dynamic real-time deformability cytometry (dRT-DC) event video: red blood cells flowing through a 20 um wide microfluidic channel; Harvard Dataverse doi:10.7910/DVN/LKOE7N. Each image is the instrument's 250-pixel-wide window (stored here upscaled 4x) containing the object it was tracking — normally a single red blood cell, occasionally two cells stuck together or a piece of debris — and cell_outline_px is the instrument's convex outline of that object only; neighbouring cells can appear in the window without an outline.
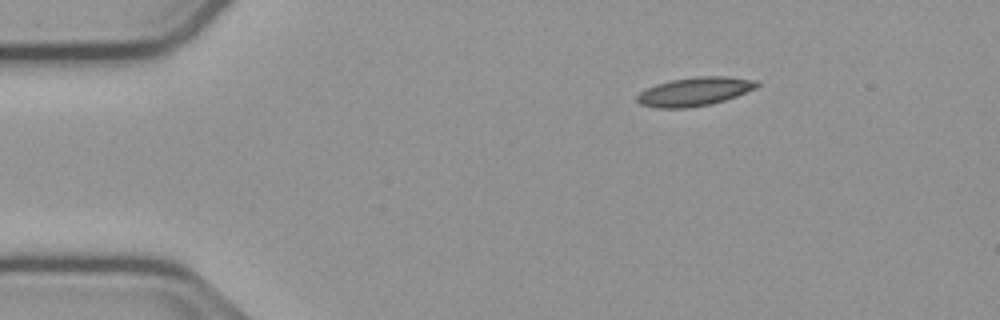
{"species": "common noctule bat (a hibernating species)", "species_latin": "Nyctalus noctula", "temperature_condition": "cold", "stored_images_in_passage": 45, "camera_frame_rate_fps": 3000, "um_per_image_px": 0.085, "animal": {"sex": "male", "body_mass_g": 23.1, "forearm_length_mm": 52.7}, "frame": {"image": 1, "passage_image": 1, "time_ms": 0.0, "image_size_px": [1000, 320], "cell_outline_px": [[760, 84], [756, 88], [736, 96], [712, 104], [688, 108], [656, 108], [640, 104], [636, 100], [636, 96], [640, 92], [656, 84], [672, 80], [696, 76], [728, 76], [760, 80]], "centroid_in_image_um": [59.07, 7.78], "position_along_channel_um": 25.9, "area_um2": 20.17}}
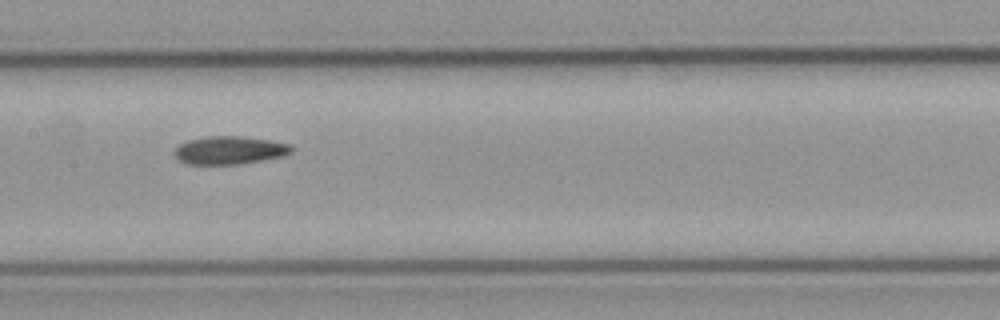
{"frame": {"image": 2, "passage_image": 19, "time_ms": 6.0, "image_size_px": [1000, 320], "cell_outline_px": [[292, 152], [284, 156], [264, 160], [236, 164], [184, 164], [176, 160], [172, 152], [180, 144], [188, 140], [204, 136], [244, 136], [272, 140], [292, 144]], "centroid_in_image_um": [19.5, 12.76], "position_along_channel_um": 187.9, "area_um2": 19.54}}
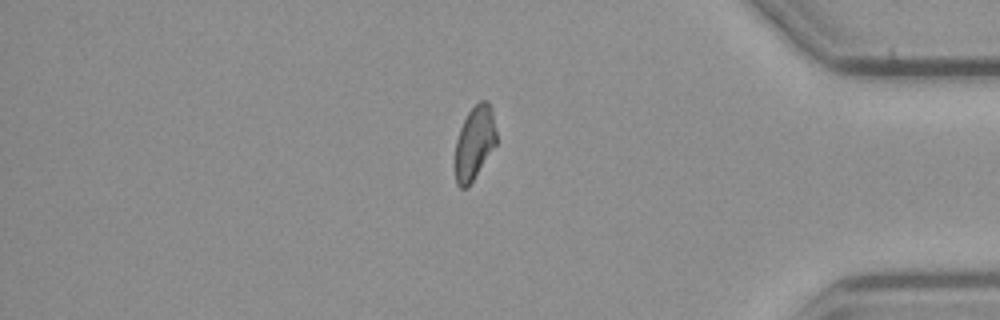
{"frame": {"image": 3, "passage_image": 38, "time_ms": 12.333, "image_size_px": [1000, 320], "cell_outline_px": [[496, 144], [468, 188], [460, 188], [456, 184], [456, 140], [460, 128], [468, 112], [480, 100], [488, 100], [492, 108], [496, 132]], "centroid_in_image_um": [40.34, 12.13], "position_along_channel_um": 394.9, "area_um2": 17.57}}